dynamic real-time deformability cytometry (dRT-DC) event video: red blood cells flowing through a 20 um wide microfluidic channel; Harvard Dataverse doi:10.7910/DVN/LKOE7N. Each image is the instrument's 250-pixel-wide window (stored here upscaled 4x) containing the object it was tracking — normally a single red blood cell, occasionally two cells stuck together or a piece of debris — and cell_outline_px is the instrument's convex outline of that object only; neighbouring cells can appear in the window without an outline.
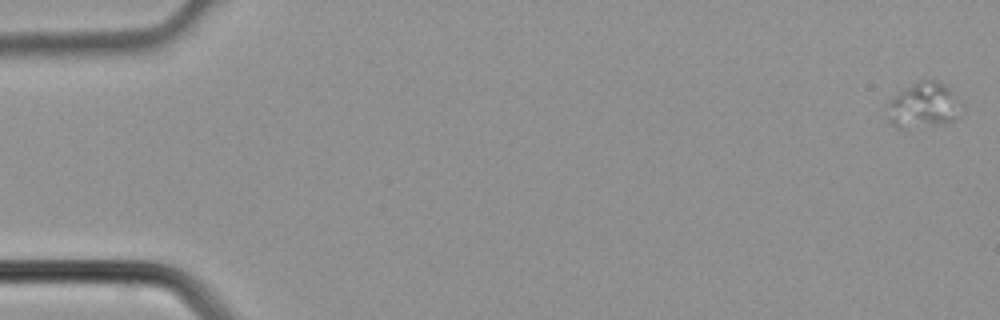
{"species": "common noctule bat (a hibernating species)", "species_latin": "Nyctalus noctula", "temperature_condition": "cold", "stored_images_in_passage": 4, "camera_frame_rate_fps": 3000, "um_per_image_px": 0.085, "animal": {"sex": "male", "body_mass_g": 21.5, "forearm_length_mm": 52.0}, "frame": {"image": 1, "passage_image": 1, "time_ms": 0.0, "image_size_px": [1000, 320], "cell_outline_px": [[964, 108], [960, 116], [952, 120], [924, 120], [888, 104], [888, 100], [900, 92], [920, 80], [936, 80], [944, 84], [964, 104]], "centroid_in_image_um": [78.94, 8.61], "position_along_channel_um": 6.1, "area_um2": 15.14}}
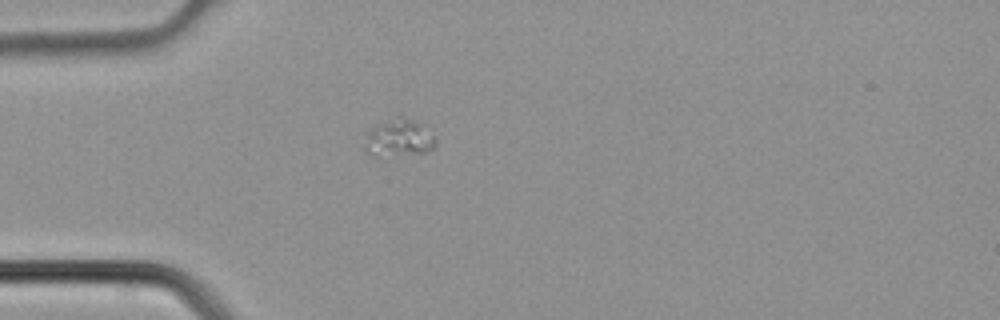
{"frame": {"image": 2, "passage_image": 4, "time_ms": 1.0, "image_size_px": [1000, 320], "cell_outline_px": [[436, 144], [432, 148], [424, 152], [368, 152], [364, 148], [364, 144], [368, 132], [376, 124], [396, 116], [400, 116], [412, 120], [432, 136], [436, 140]], "centroid_in_image_um": [33.87, 11.65], "position_along_channel_um": 51.1, "area_um2": 13.93}}